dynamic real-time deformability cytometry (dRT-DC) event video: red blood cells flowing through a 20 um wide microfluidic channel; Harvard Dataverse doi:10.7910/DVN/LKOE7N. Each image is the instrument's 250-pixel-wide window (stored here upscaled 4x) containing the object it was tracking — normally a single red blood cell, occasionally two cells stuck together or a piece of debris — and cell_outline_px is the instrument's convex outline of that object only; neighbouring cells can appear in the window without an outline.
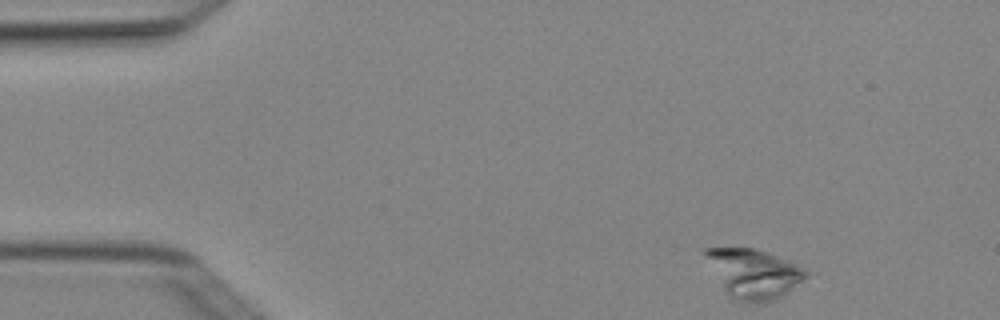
{"species": "Egyptian fruit bat (a non-hibernating species)", "species_latin": "Rousettus aegyptiacus", "temperature_condition": "cold", "stored_images_in_passage": 5, "camera_frame_rate_fps": 3000, "um_per_image_px": 0.085, "animal": {"sex": "female"}, "frame": {"image": 1, "passage_image": 1, "time_ms": 0.0, "image_size_px": [1000, 320], "cell_outline_px": [[808, 276], [784, 296], [776, 300], [760, 304], [748, 304], [732, 296], [724, 288], [700, 252], [704, 248], [752, 248], [768, 252], [792, 260], [808, 272]], "centroid_in_image_um": [64.09, 23.24], "position_along_channel_um": 20.9, "area_um2": 29.19}}
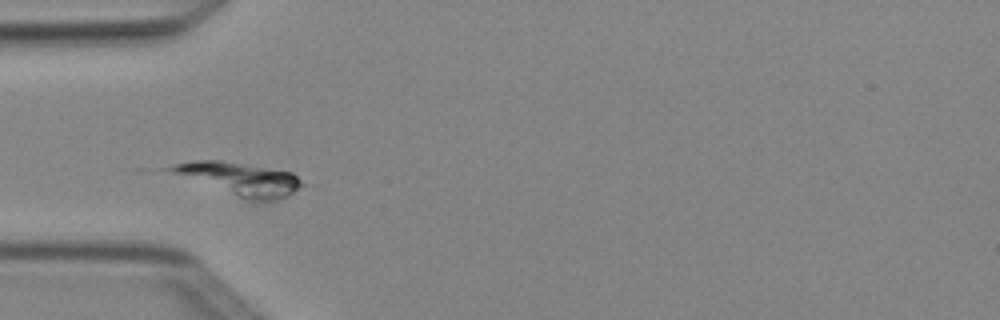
{"frame": {"image": 2, "passage_image": 4, "time_ms": 1.0, "image_size_px": [1000, 320], "cell_outline_px": [[304, 184], [292, 192], [276, 200], [260, 204], [248, 200], [156, 168], [196, 160], [220, 160], [292, 172]], "centroid_in_image_um": [20.29, 15.21], "position_along_channel_um": 64.7, "area_um2": 25.2}}